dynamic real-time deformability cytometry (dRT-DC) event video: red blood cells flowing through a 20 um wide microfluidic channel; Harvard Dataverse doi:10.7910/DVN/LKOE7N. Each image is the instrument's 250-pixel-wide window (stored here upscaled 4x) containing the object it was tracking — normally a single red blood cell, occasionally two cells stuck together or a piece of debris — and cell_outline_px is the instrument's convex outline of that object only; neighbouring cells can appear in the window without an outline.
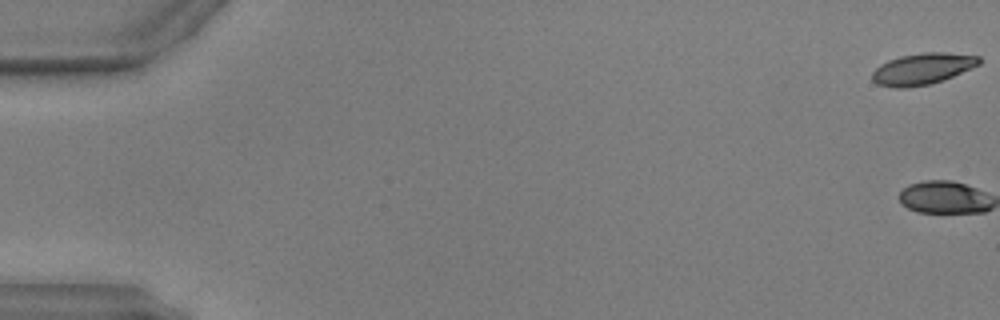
{"species": "common noctule bat (a hibernating species)", "species_latin": "Nyctalus noctula", "temperature_condition": "warm", "stored_images_in_passage": 2, "camera_frame_rate_fps": 3000, "um_per_image_px": 0.085, "animal": {"sex": "male", "body_mass_g": 17.9, "forearm_length_mm": 54.2}, "frame": {"image": 1, "passage_image": 1, "time_ms": 0.0, "image_size_px": [1000, 320], "cell_outline_px": [[980, 64], [944, 80], [928, 84], [908, 88], [892, 88], [876, 84], [872, 80], [872, 72], [880, 64], [888, 60], [900, 56], [920, 52], [948, 52], [980, 56]], "centroid_in_image_um": [78.38, 5.85], "position_along_channel_um": 6.6, "area_um2": 19.77}}